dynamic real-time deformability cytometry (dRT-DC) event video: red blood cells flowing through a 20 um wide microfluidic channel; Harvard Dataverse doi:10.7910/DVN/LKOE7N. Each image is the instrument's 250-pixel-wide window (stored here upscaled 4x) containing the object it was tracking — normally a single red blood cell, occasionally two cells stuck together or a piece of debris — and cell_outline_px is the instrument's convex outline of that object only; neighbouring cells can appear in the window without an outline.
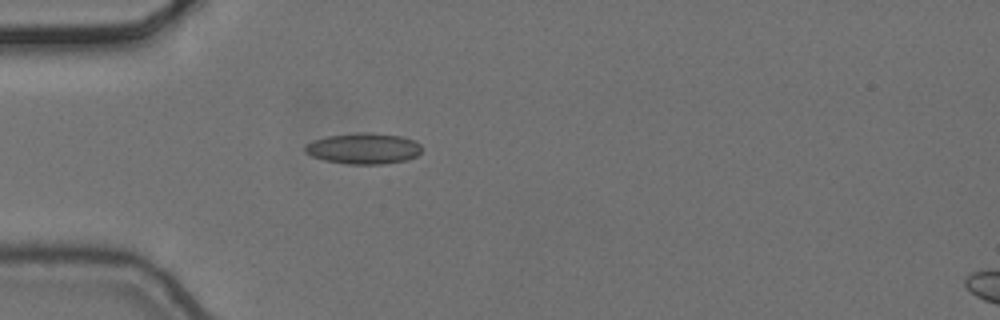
{"species": "common noctule bat (a hibernating species)", "species_latin": "Nyctalus noctula", "temperature_condition": "cold", "stored_images_in_passage": 1, "camera_frame_rate_fps": 3000, "um_per_image_px": 0.085, "animal": {"sex": "female", "body_mass_g": 24.6, "forearm_length_mm": 56.2}, "frame": {"image": 1, "passage_image": 1, "time_ms": 0.0, "image_size_px": [1000, 320], "cell_outline_px": [[420, 152], [416, 156], [408, 160], [384, 164], [348, 164], [324, 160], [312, 156], [304, 152], [304, 148], [308, 144], [316, 140], [328, 136], [356, 132], [372, 132], [400, 136], [416, 140], [420, 144]], "centroid_in_image_um": [30.93, 12.62], "position_along_channel_um": 54.1, "area_um2": 21.1}}